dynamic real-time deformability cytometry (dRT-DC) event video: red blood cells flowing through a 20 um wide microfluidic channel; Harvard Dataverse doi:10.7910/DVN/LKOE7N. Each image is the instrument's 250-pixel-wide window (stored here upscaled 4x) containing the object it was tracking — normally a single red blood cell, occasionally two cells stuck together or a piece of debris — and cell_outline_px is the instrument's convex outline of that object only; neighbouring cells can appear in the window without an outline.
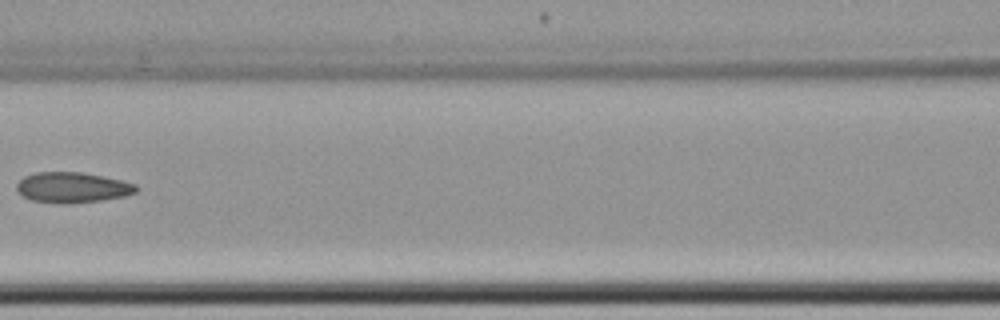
{"species": "common noctule bat (a hibernating species)", "species_latin": "Nyctalus noctula", "temperature_condition": "cold", "stored_images_in_passage": 7, "camera_frame_rate_fps": 3000, "um_per_image_px": 0.085, "animal": {"sex": "female", "body_mass_g": 22.7, "forearm_length_mm": 54.2}, "frame": {"image": 1, "passage_image": 6, "time_ms": 7.0, "image_size_px": [1000, 320], "cell_outline_px": [[140, 188], [136, 192], [124, 196], [100, 200], [72, 204], [60, 204], [32, 200], [16, 192], [16, 184], [24, 176], [36, 172], [80, 172], [120, 180], [136, 184]], "centroid_in_image_um": [6.13, 15.94], "position_along_channel_um": 160.5, "area_um2": 21.27}}
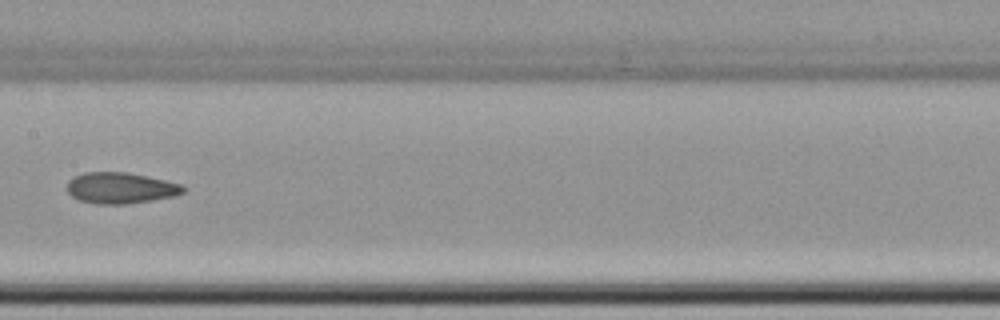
{"frame": {"image": 2, "passage_image": 7, "time_ms": 8.0, "image_size_px": [1000, 320], "cell_outline_px": [[188, 188], [184, 192], [176, 196], [152, 200], [124, 204], [96, 204], [80, 200], [72, 196], [68, 192], [68, 180], [72, 176], [84, 172], [128, 172], [164, 180], [180, 184]], "centroid_in_image_um": [10.25, 15.97], "position_along_channel_um": 197.2, "area_um2": 21.1}}